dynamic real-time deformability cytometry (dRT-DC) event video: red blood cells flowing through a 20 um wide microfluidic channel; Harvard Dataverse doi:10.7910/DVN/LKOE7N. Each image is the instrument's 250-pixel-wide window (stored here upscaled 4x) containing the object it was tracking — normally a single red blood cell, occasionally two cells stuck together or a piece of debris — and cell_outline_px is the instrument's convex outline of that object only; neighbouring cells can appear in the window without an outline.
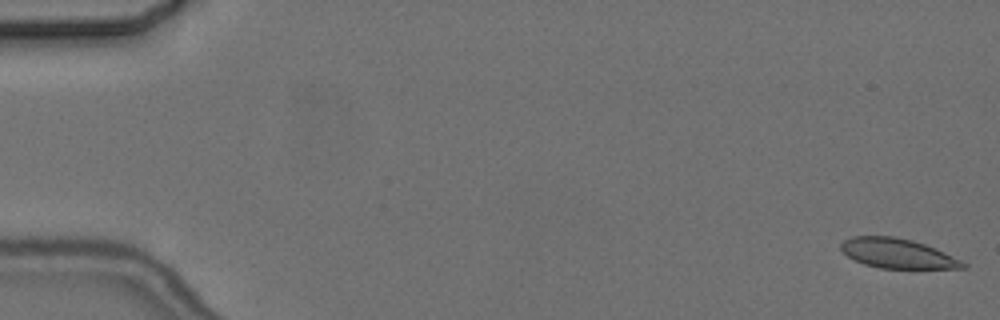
{"species": "common noctule bat (a hibernating species)", "species_latin": "Nyctalus noctula", "temperature_condition": "cold", "stored_images_in_passage": 10, "camera_frame_rate_fps": 3000, "um_per_image_px": 0.085, "animal": {"sex": "female", "body_mass_g": 24.6, "forearm_length_mm": 56.2}, "frame": {"image": 1, "passage_image": 1, "time_ms": 0.0, "image_size_px": [1000, 320], "cell_outline_px": [[968, 268], [880, 268], [864, 264], [848, 256], [840, 248], [840, 244], [844, 240], [852, 236], [892, 236], [912, 240], [936, 248], [968, 264]], "centroid_in_image_um": [76.29, 21.53], "position_along_channel_um": 8.7, "area_um2": 20.92}}
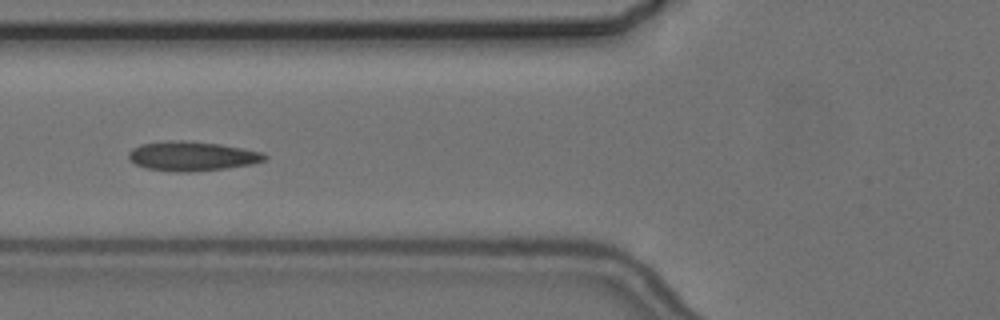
{"frame": {"image": 2, "passage_image": 7, "time_ms": 7.0, "image_size_px": [1000, 320], "cell_outline_px": [[268, 156], [264, 160], [252, 164], [228, 168], [188, 172], [180, 172], [144, 168], [128, 160], [128, 152], [132, 148], [140, 144], [164, 140], [184, 140], [220, 144], [264, 152]], "centroid_in_image_um": [16.29, 13.26], "position_along_channel_um": 109.5, "area_um2": 23.58}}
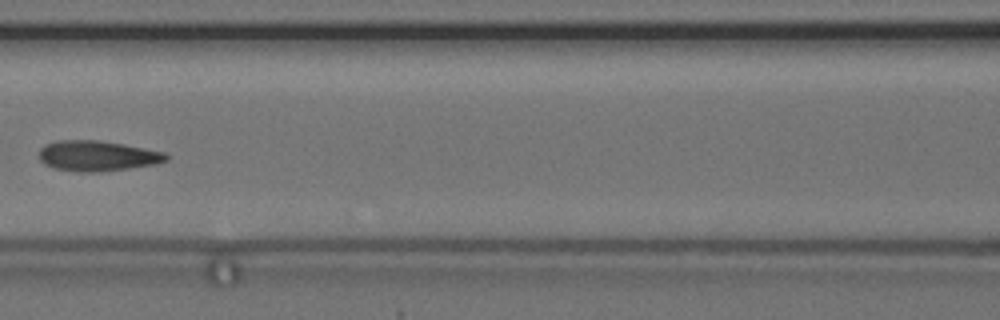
{"frame": {"image": 3, "passage_image": 8, "time_ms": 8.333, "image_size_px": [1000, 320], "cell_outline_px": [[168, 160], [156, 164], [128, 168], [96, 172], [76, 172], [56, 168], [44, 164], [40, 160], [40, 148], [44, 144], [60, 140], [96, 140], [124, 144], [164, 152], [168, 156]], "centroid_in_image_um": [8.26, 13.25], "position_along_channel_um": 158.3, "area_um2": 22.43}}